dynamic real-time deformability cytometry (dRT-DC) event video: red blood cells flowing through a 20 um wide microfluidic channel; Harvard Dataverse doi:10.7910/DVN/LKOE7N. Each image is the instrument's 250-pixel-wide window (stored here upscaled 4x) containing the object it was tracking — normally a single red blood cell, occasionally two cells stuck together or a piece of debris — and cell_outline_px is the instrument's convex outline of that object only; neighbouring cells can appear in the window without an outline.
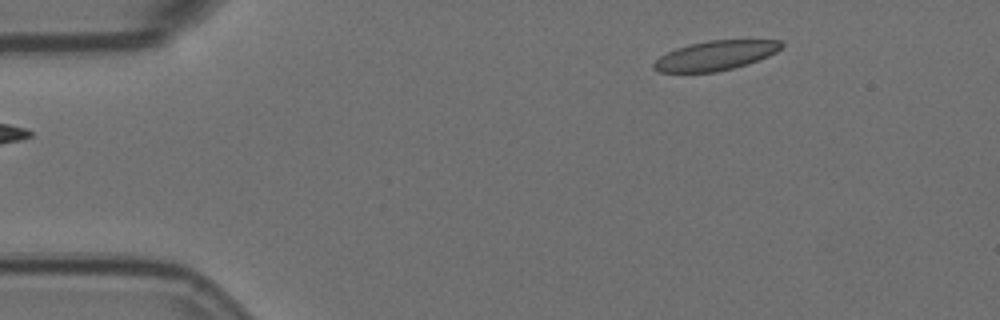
{"species": "Egyptian fruit bat (a non-hibernating species)", "species_latin": "Rousettus aegyptiacus", "temperature_condition": "room temperature", "stored_images_in_passage": 3, "camera_frame_rate_fps": 3000, "um_per_image_px": 0.085, "animal": {"sex": "female"}, "frame": {"image": 1, "passage_image": 1, "time_ms": 0.0, "image_size_px": [1000, 320], "cell_outline_px": [[784, 44], [776, 52], [768, 56], [748, 64], [716, 72], [660, 72], [652, 68], [652, 64], [660, 56], [676, 48], [708, 40], [780, 40]], "centroid_in_image_um": [60.81, 4.72], "position_along_channel_um": 24.2, "area_um2": 21.79}}